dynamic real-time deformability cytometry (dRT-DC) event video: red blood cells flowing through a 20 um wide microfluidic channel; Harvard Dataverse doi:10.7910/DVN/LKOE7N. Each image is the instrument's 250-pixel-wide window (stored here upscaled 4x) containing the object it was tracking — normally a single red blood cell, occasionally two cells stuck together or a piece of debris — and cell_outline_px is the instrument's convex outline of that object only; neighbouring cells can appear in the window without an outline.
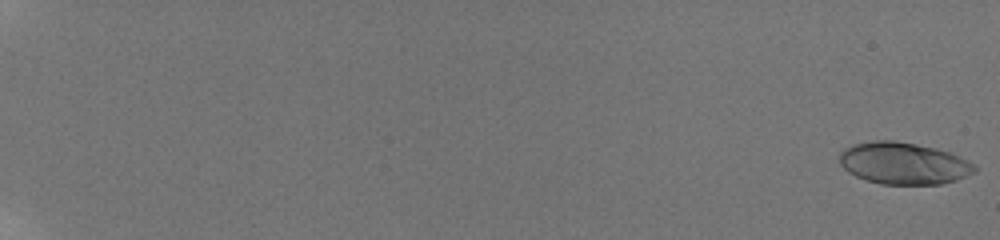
{"species": "human", "species_latin": "Homo sapiens", "temperature_condition": "room temperature", "stored_images_in_passage": 9, "camera_frame_rate_fps": 3000, "um_per_image_px": 0.085, "donor": {"sex": "male"}, "frame": {"image": 1, "passage_image": 1, "time_ms": 0.0, "image_size_px": [1000, 240], "cell_outline_px": [[976, 172], [956, 180], [940, 184], [880, 184], [864, 180], [848, 172], [840, 164], [840, 152], [844, 148], [852, 144], [872, 140], [896, 140], [936, 148], [948, 152], [972, 164], [976, 168]], "centroid_in_image_um": [76.74, 13.88], "position_along_channel_um": 8.3, "area_um2": 32.95}}